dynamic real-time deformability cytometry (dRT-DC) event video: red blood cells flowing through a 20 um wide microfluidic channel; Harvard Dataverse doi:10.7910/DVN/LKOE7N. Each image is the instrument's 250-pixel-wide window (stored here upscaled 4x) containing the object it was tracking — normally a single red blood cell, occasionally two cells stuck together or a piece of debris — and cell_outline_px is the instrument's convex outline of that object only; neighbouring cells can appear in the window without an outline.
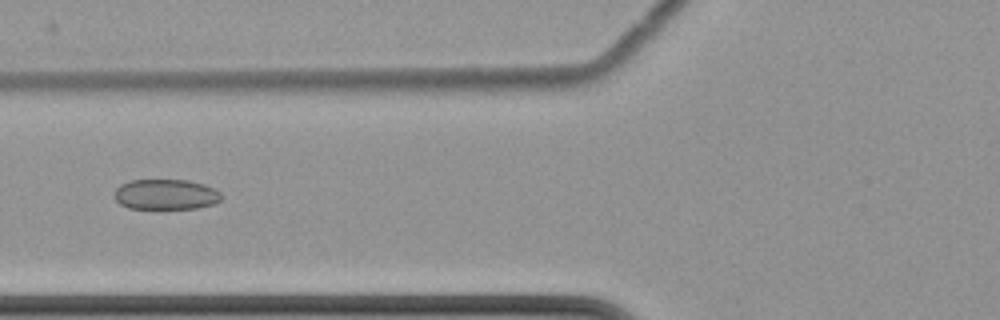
{"species": "common noctule bat (a hibernating species)", "species_latin": "Nyctalus noctula", "temperature_condition": "cold", "stored_images_in_passage": 8, "camera_frame_rate_fps": 3000, "um_per_image_px": 0.085, "animal": {"sex": "female", "body_mass_g": 22.7, "forearm_length_mm": 54.2}, "frame": {"image": 1, "passage_image": 8, "time_ms": 8.333, "image_size_px": [1000, 320], "cell_outline_px": [[224, 196], [220, 200], [212, 204], [196, 208], [164, 212], [160, 212], [128, 208], [120, 204], [112, 196], [116, 188], [120, 184], [128, 180], [188, 180], [204, 184], [216, 188]], "centroid_in_image_um": [14.07, 16.58], "position_along_channel_um": 111.7, "area_um2": 20.17}}